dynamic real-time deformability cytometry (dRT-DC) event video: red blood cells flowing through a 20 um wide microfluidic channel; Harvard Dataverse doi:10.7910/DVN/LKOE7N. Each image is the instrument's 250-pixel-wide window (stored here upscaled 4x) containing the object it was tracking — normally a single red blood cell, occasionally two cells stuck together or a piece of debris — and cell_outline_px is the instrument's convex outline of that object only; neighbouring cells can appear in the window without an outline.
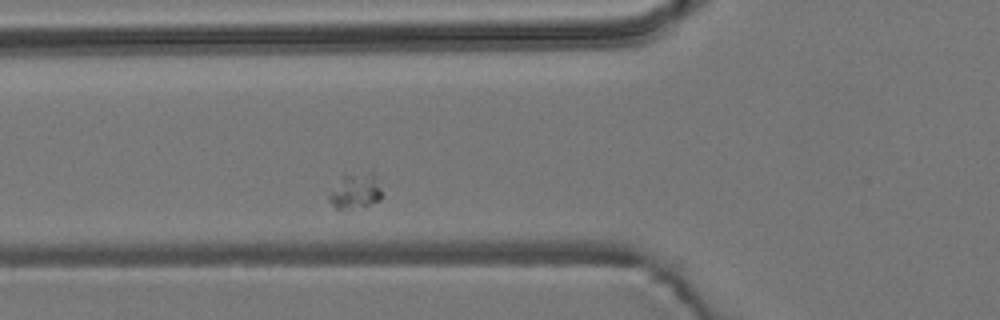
{"species": "common noctule bat (a hibernating species)", "species_latin": "Nyctalus noctula", "temperature_condition": "room temperature", "stored_images_in_passage": 2, "camera_frame_rate_fps": 3000, "um_per_image_px": 0.085, "animal": {"sex": "male", "body_mass_g": 19.2, "forearm_length_mm": 51.8}, "frame": {"image": 1, "passage_image": 2, "time_ms": 1.0, "image_size_px": [1000, 320], "cell_outline_px": [[380, 200], [368, 204], [348, 208], [336, 208], [328, 200], [328, 192], [340, 176], [344, 172], [372, 172], [380, 188]], "centroid_in_image_um": [30.13, 16.17], "position_along_channel_um": 95.7, "area_um2": 10.92}}